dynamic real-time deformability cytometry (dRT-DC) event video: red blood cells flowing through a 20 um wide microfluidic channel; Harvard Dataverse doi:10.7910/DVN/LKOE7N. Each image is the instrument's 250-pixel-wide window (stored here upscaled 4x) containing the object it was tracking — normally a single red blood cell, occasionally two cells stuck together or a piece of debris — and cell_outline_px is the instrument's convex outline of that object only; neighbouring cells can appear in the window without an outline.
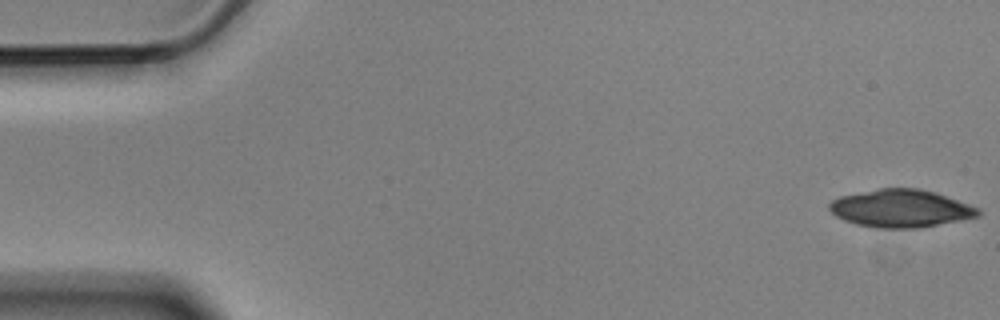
{"species": "Egyptian fruit bat (a non-hibernating species)", "species_latin": "Rousettus aegyptiacus", "temperature_condition": "cold", "stored_images_in_passage": 5, "camera_frame_rate_fps": 3000, "um_per_image_px": 0.085, "animal": {"sex": "male"}, "frame": {"image": 1, "passage_image": 1, "time_ms": 0.0, "image_size_px": [1000, 320], "cell_outline_px": [[980, 216], [920, 228], [876, 228], [856, 224], [844, 220], [836, 216], [828, 208], [828, 204], [832, 200], [840, 196], [880, 188], [920, 188], [936, 192], [980, 208]], "centroid_in_image_um": [76.57, 17.71], "position_along_channel_um": 8.4, "area_um2": 32.83}}